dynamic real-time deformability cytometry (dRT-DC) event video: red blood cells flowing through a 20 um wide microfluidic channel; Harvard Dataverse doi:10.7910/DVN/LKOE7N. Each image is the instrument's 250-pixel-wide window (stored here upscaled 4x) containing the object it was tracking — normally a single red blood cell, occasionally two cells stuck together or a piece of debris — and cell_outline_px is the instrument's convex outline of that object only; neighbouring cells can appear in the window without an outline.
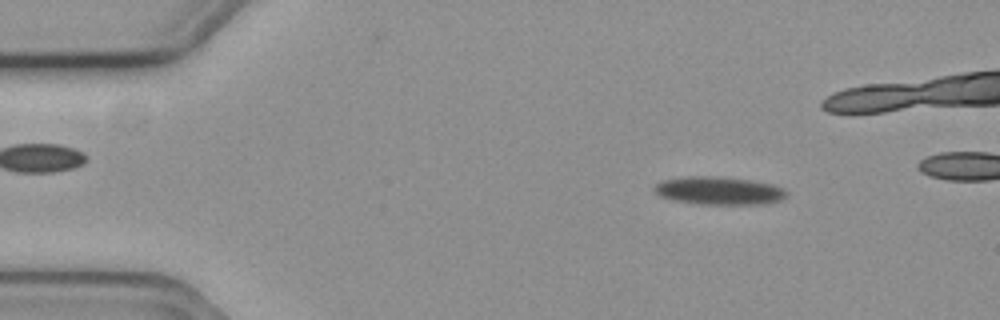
{"species": "common noctule bat (a hibernating species)", "species_latin": "Nyctalus noctula", "temperature_condition": "cold", "stored_images_in_passage": 6, "camera_frame_rate_fps": 3000, "um_per_image_px": 0.085, "animal": {"sex": "female", "body_mass_g": 19.3, "forearm_length_mm": 54.1}, "frame": {"image": 1, "passage_image": 2, "time_ms": 0.333, "image_size_px": [1000, 320], "cell_outline_px": [[788, 196], [780, 200], [764, 204], [700, 204], [676, 200], [660, 196], [652, 188], [656, 184], [664, 180], [692, 176], [704, 176], [752, 180], [772, 184], [784, 188], [788, 192]], "centroid_in_image_um": [61.17, 16.21], "position_along_channel_um": 23.8, "area_um2": 21.33}}
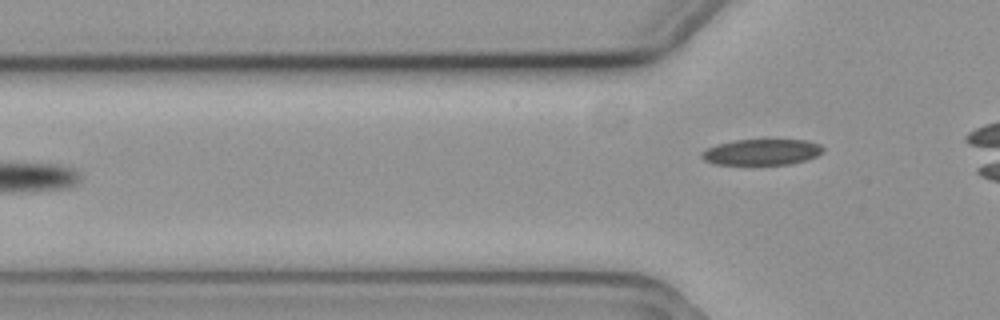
{"frame": {"image": 2, "passage_image": 6, "time_ms": 1.667, "image_size_px": [1000, 320], "cell_outline_px": [[824, 152], [816, 156], [792, 164], [716, 164], [704, 160], [700, 156], [700, 152], [716, 144], [736, 140], [804, 140], [820, 144], [824, 148]], "centroid_in_image_um": [64.74, 12.92], "position_along_channel_um": 61.1, "area_um2": 18.26}}